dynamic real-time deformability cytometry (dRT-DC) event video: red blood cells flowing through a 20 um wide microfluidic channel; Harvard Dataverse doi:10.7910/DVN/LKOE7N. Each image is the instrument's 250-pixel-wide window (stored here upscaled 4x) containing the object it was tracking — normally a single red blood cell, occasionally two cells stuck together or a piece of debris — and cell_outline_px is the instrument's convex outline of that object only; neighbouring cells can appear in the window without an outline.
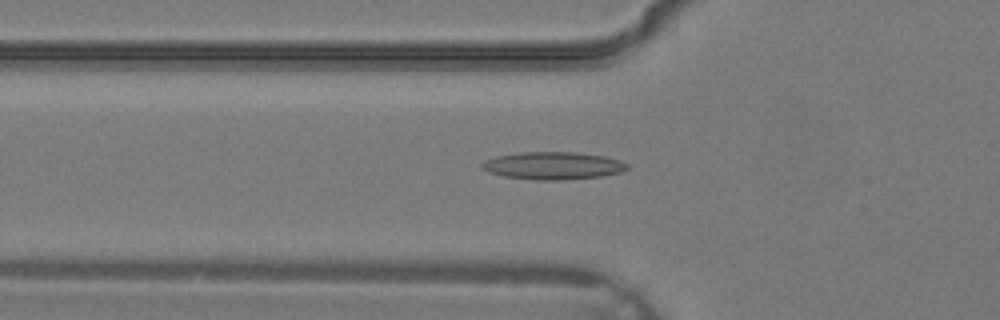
{"species": "common noctule bat (a hibernating species)", "species_latin": "Nyctalus noctula", "temperature_condition": "warm", "stored_images_in_passage": 30, "camera_frame_rate_fps": 3000, "um_per_image_px": 0.085, "animal": {"sex": "male", "body_mass_g": 19.2, "forearm_length_mm": 51.8}, "frame": {"image": 1, "passage_image": 7, "time_ms": 2.0, "image_size_px": [1000, 320], "cell_outline_px": [[628, 168], [620, 172], [600, 176], [564, 180], [536, 180], [504, 176], [488, 172], [480, 168], [480, 164], [484, 160], [496, 156], [520, 152], [576, 152], [604, 156], [620, 160], [628, 164]], "centroid_in_image_um": [46.97, 14.08], "position_along_channel_um": 78.8, "area_um2": 23.41}}
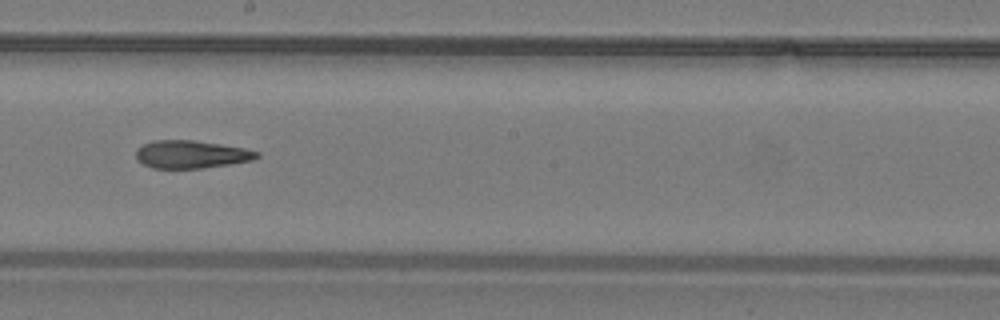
{"frame": {"image": 2, "passage_image": 15, "time_ms": 4.667, "image_size_px": [1000, 320], "cell_outline_px": [[260, 156], [252, 160], [204, 168], [152, 168], [136, 160], [136, 148], [152, 140], [196, 140], [244, 148], [260, 152]], "centroid_in_image_um": [16.23, 13.11], "position_along_channel_um": 232.0, "area_um2": 19.65}}
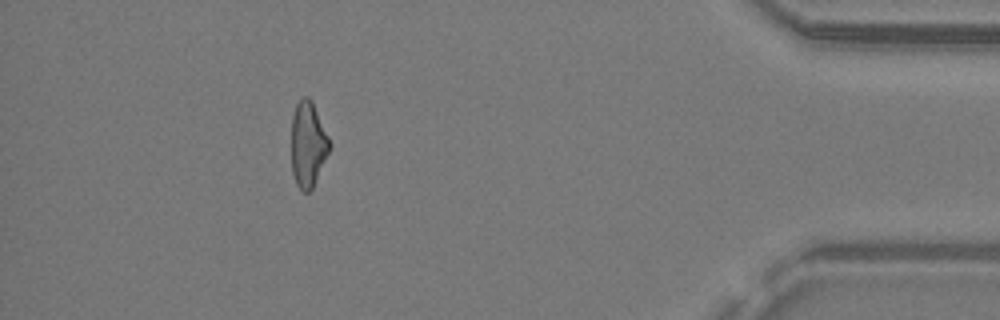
{"frame": {"image": 3, "passage_image": 27, "time_ms": 8.667, "image_size_px": [1000, 320], "cell_outline_px": [[332, 148], [312, 188], [308, 192], [304, 192], [296, 184], [292, 172], [292, 116], [296, 104], [304, 96], [308, 96], [312, 100], [332, 144]], "centroid_in_image_um": [26.2, 12.26], "position_along_channel_um": 409.0, "area_um2": 19.13}}